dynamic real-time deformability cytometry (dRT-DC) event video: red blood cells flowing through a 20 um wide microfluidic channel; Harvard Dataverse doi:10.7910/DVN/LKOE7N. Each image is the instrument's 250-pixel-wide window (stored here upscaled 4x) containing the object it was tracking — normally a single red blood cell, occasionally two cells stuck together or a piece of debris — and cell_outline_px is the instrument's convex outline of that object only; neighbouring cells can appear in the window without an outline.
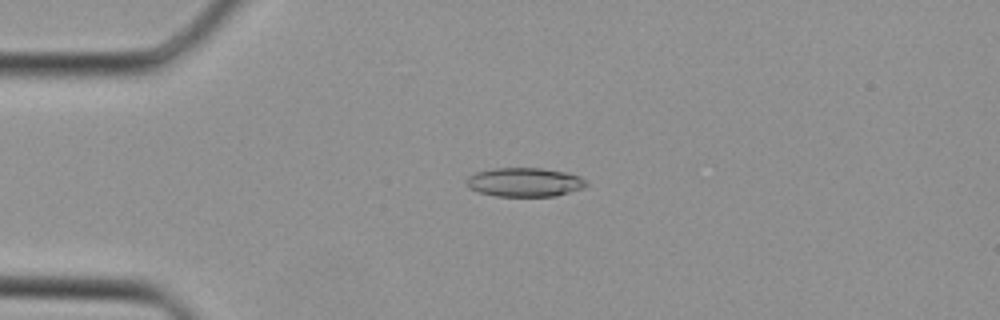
{"species": "Egyptian fruit bat (a non-hibernating species)", "species_latin": "Rousettus aegyptiacus", "temperature_condition": "cold", "stored_images_in_passage": 40, "camera_frame_rate_fps": 3000, "um_per_image_px": 0.085, "animal": {"sex": "female"}, "frame": {"image": 1, "passage_image": 10, "time_ms": 3.0, "image_size_px": [1000, 320], "cell_outline_px": [[588, 184], [584, 188], [556, 196], [496, 196], [476, 192], [468, 188], [464, 180], [468, 176], [476, 172], [492, 168], [540, 168], [568, 172], [580, 176]], "centroid_in_image_um": [44.56, 15.48], "position_along_channel_um": 40.4, "area_um2": 20.52}}
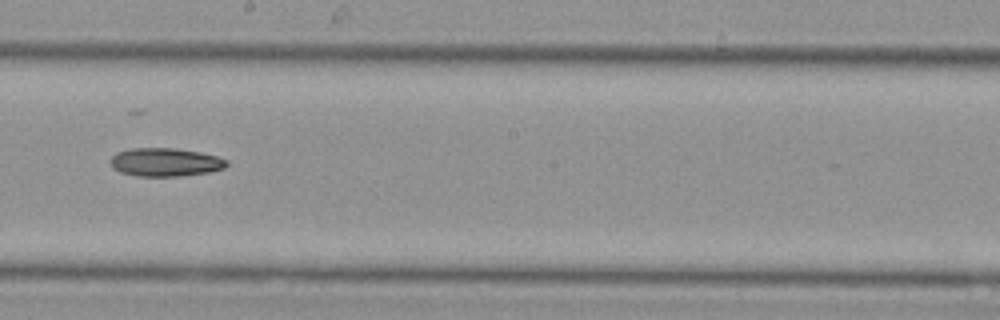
{"frame": {"image": 2, "passage_image": 23, "time_ms": 7.333, "image_size_px": [1000, 320], "cell_outline_px": [[228, 164], [224, 168], [208, 172], [180, 176], [136, 176], [120, 172], [112, 168], [112, 156], [116, 152], [132, 148], [176, 148], [200, 152], [216, 156], [228, 160]], "centroid_in_image_um": [14.05, 13.78], "position_along_channel_um": 234.1, "area_um2": 19.19}}
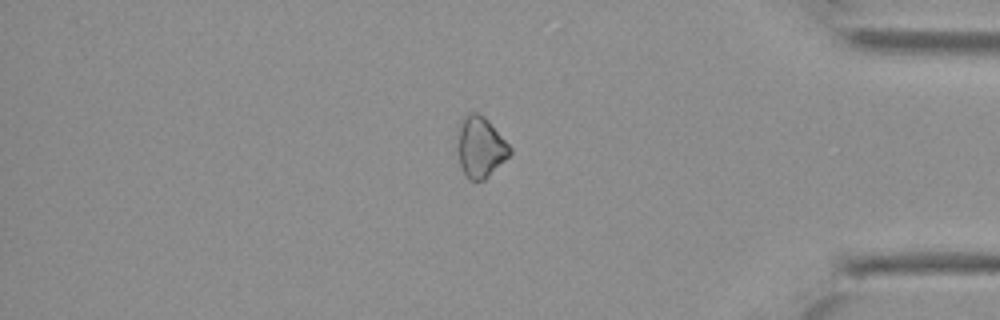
{"frame": {"image": 3, "passage_image": 34, "time_ms": 11.0, "image_size_px": [1000, 320], "cell_outline_px": [[512, 152], [484, 180], [468, 180], [464, 176], [460, 164], [456, 148], [460, 120], [468, 112], [476, 112], [484, 116], [488, 120], [512, 148]], "centroid_in_image_um": [40.79, 12.49], "position_along_channel_um": 394.4, "area_um2": 18.67}}